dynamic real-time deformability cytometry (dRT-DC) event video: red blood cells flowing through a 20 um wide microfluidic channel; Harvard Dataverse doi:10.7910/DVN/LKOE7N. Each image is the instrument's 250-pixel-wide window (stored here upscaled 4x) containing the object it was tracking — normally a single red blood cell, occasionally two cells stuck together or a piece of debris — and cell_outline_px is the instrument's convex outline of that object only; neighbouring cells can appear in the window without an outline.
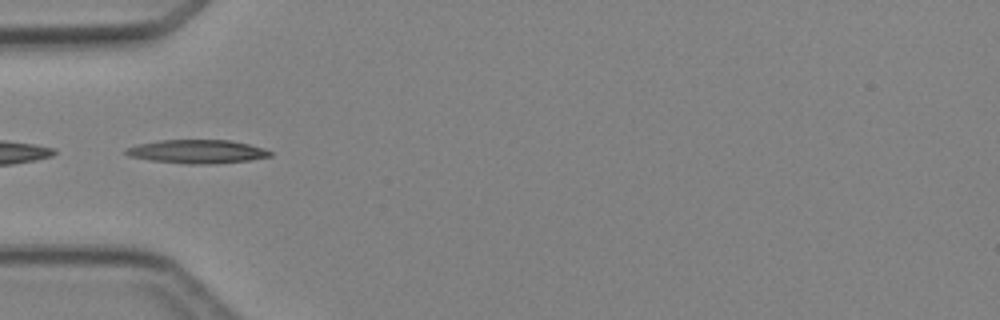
{"species": "Egyptian fruit bat (a non-hibernating species)", "species_latin": "Rousettus aegyptiacus", "temperature_condition": "cold", "stored_images_in_passage": 5, "segment_of_instrument_passage": [2, 2], "camera_frame_rate_fps": 3000, "um_per_image_px": 0.085, "animal": {"sex": "female"}, "frame": {"image": 1, "passage_image": 5, "time_ms": 4.667, "image_size_px": [1000, 320], "cell_outline_px": [[272, 156], [248, 160], [216, 164], [188, 164], [148, 160], [128, 156], [124, 152], [124, 148], [140, 144], [160, 140], [228, 140], [248, 144], [264, 148], [272, 152]], "centroid_in_image_um": [16.74, 12.89], "position_along_channel_um": 68.3, "area_um2": 19.88}}